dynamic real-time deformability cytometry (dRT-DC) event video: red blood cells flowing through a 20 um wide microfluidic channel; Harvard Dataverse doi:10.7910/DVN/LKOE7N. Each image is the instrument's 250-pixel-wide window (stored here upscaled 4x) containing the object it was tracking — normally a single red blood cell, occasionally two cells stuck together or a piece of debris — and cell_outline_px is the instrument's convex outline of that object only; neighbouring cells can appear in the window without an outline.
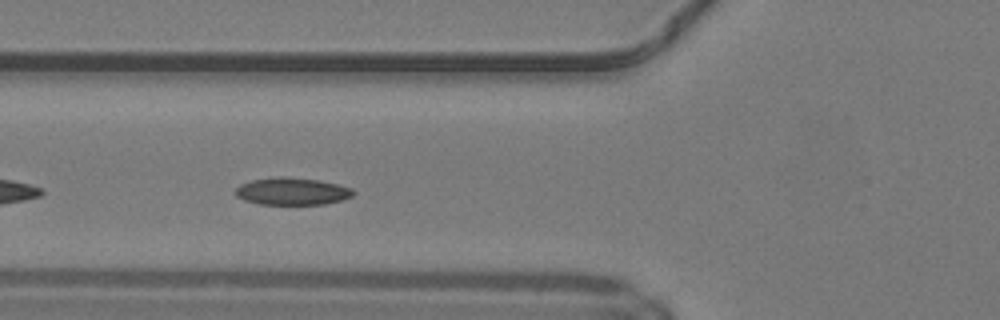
{"species": "common noctule bat (a hibernating species)", "species_latin": "Nyctalus noctula", "temperature_condition": "warm", "stored_images_in_passage": 27, "camera_frame_rate_fps": 3000, "um_per_image_px": 0.085, "animal": {"sex": "male", "body_mass_g": 19.2, "forearm_length_mm": 51.8}, "frame": {"image": 1, "passage_image": 5, "time_ms": 1.333, "image_size_px": [1000, 320], "cell_outline_px": [[356, 192], [352, 196], [344, 200], [324, 204], [260, 204], [244, 200], [236, 196], [236, 188], [240, 184], [252, 180], [280, 176], [284, 176], [320, 180], [352, 188]], "centroid_in_image_um": [24.85, 16.26], "position_along_channel_um": 100.9, "area_um2": 18.79}}
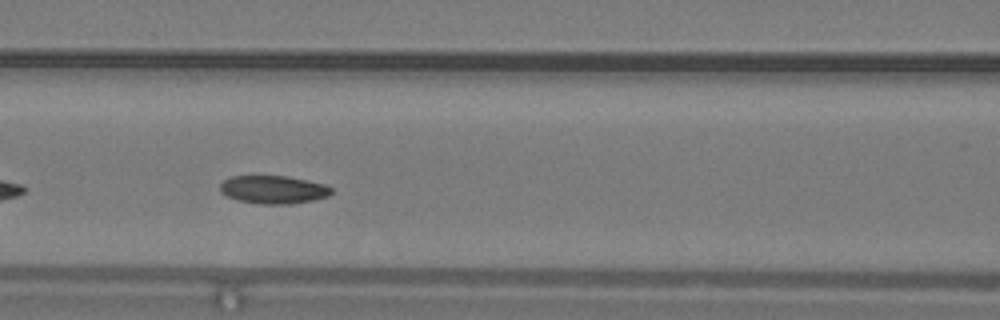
{"frame": {"image": 2, "passage_image": 8, "time_ms": 2.333, "image_size_px": [1000, 320], "cell_outline_px": [[332, 192], [328, 196], [312, 200], [292, 204], [256, 204], [236, 200], [220, 192], [220, 184], [224, 180], [232, 176], [288, 176], [308, 180], [324, 184], [332, 188]], "centroid_in_image_um": [23.22, 16.12], "position_along_channel_um": 143.4, "area_um2": 18.32}, "authors_computed_cell_mechanics": {"area_um2": 18.7272, "velocity_mm_per_s": 4.1838, "shape_relaxation_time_tau1_ms": 2.7555, "shape_relaxation_time_tau2_ms": 5.262, "deformation_change_tau1": 0.0717, "deformation_change_tau2": 0.1077}}